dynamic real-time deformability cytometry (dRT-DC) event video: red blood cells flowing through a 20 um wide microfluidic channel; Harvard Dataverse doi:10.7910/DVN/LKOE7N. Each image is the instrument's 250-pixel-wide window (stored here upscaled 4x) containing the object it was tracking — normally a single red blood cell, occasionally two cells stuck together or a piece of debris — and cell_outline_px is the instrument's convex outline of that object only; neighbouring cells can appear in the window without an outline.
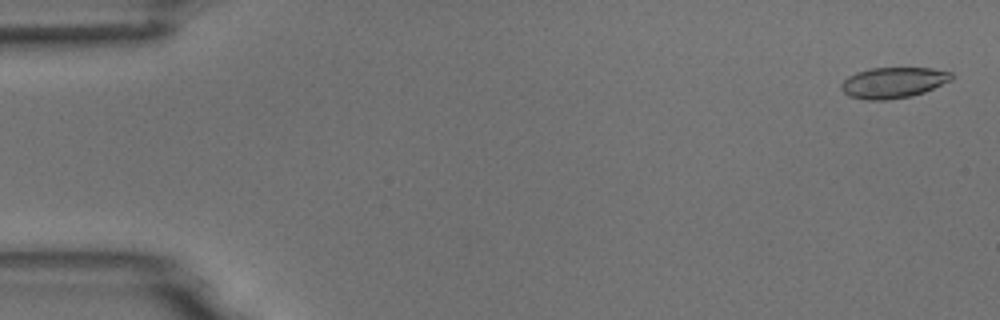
{"species": "common noctule bat (a hibernating species)", "species_latin": "Nyctalus noctula", "temperature_condition": "room temperature", "stored_images_in_passage": 5, "camera_frame_rate_fps": 3000, "um_per_image_px": 0.085, "animal": {"sex": "male", "body_mass_g": 18.8}, "frame": {"image": 1, "passage_image": 1, "time_ms": 0.0, "image_size_px": [1000, 320], "cell_outline_px": [[952, 80], [924, 92], [912, 96], [888, 100], [868, 100], [848, 96], [840, 88], [840, 84], [848, 76], [856, 72], [868, 68], [932, 68], [952, 72]], "centroid_in_image_um": [75.91, 7.02], "position_along_channel_um": 9.1, "area_um2": 19.94}}
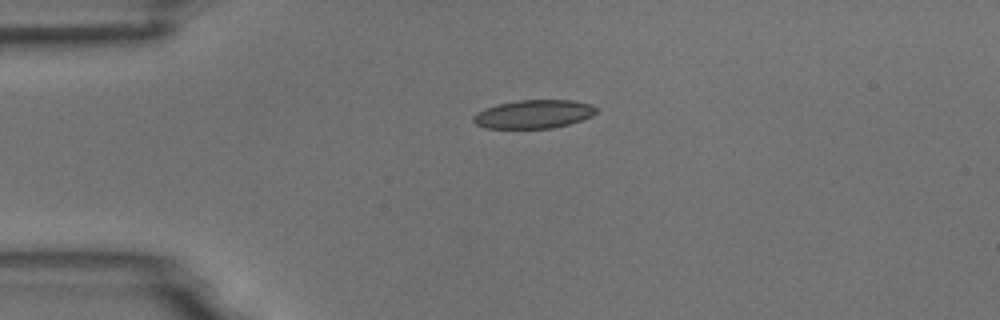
{"frame": {"image": 2, "passage_image": 4, "time_ms": 3.667, "image_size_px": [1000, 320], "cell_outline_px": [[600, 108], [592, 116], [568, 124], [552, 128], [488, 128], [476, 124], [472, 120], [472, 116], [484, 108], [496, 104], [516, 100], [572, 100], [592, 104]], "centroid_in_image_um": [45.37, 9.69], "position_along_channel_um": 39.6, "area_um2": 20.52}}